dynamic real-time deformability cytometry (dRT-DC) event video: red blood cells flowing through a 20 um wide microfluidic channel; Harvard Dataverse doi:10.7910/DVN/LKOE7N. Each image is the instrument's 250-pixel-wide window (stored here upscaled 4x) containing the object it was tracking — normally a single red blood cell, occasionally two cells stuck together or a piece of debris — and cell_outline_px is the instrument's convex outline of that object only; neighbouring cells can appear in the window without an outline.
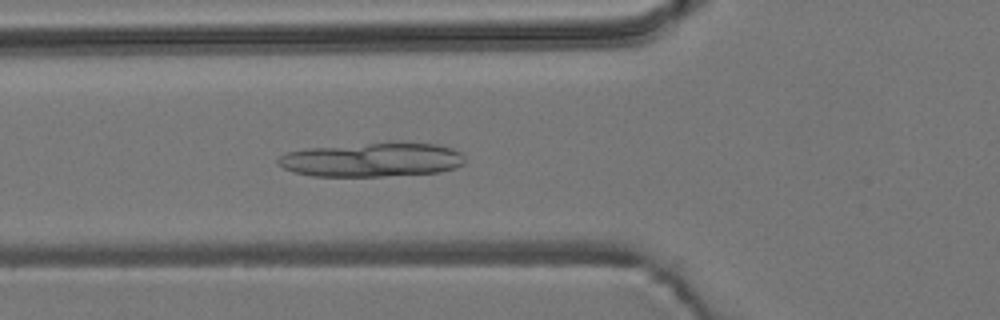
{"species": "common noctule bat (a hibernating species)", "species_latin": "Nyctalus noctula", "temperature_condition": "room temperature", "stored_images_in_passage": 55, "camera_frame_rate_fps": 3000, "um_per_image_px": 0.085, "animal": {"sex": "male", "body_mass_g": 19.2, "forearm_length_mm": 51.8}, "frame": {"image": 1, "passage_image": 20, "time_ms": 6.333, "image_size_px": [1000, 320], "cell_outline_px": [[464, 164], [456, 168], [440, 172], [380, 176], [312, 176], [296, 172], [284, 168], [276, 160], [280, 156], [288, 152], [308, 148], [368, 144], [436, 144], [452, 148], [460, 152], [464, 156]], "centroid_in_image_um": [31.64, 13.6], "position_along_channel_um": 94.2, "area_um2": 36.3}}
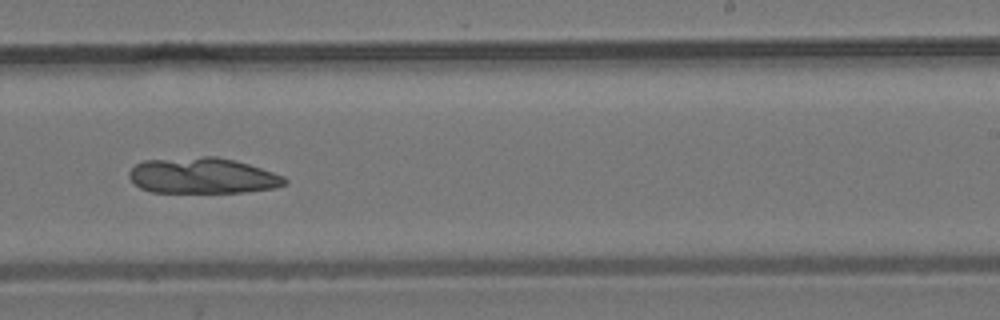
{"frame": {"image": 2, "passage_image": 34, "time_ms": 11.0, "image_size_px": [1000, 320], "cell_outline_px": [[288, 184], [276, 188], [244, 192], [152, 192], [140, 188], [128, 176], [128, 172], [136, 164], [144, 160], [204, 156], [216, 156], [248, 164], [284, 176], [288, 180]], "centroid_in_image_um": [17.23, 14.94], "position_along_channel_um": 271.8, "area_um2": 32.48}}
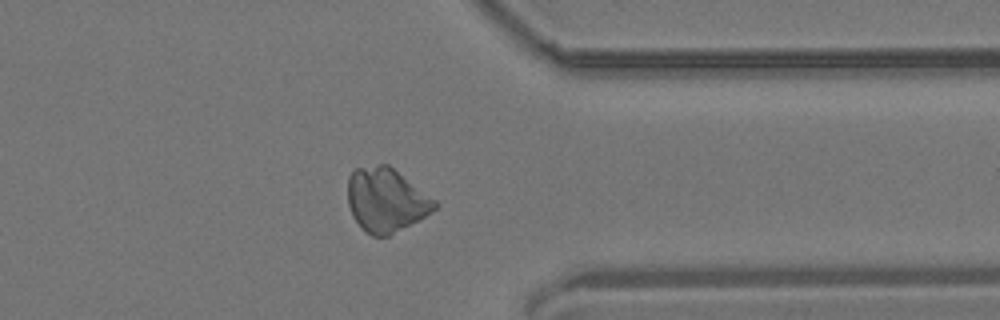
{"frame": {"image": 3, "passage_image": 43, "time_ms": 14.0, "image_size_px": [1000, 320], "cell_outline_px": [[436, 208], [432, 212], [388, 236], [372, 236], [352, 216], [348, 204], [348, 176], [356, 168], [376, 164], [388, 164], [436, 200]], "centroid_in_image_um": [32.8, 16.98], "position_along_channel_um": 378.6, "area_um2": 32.02}}